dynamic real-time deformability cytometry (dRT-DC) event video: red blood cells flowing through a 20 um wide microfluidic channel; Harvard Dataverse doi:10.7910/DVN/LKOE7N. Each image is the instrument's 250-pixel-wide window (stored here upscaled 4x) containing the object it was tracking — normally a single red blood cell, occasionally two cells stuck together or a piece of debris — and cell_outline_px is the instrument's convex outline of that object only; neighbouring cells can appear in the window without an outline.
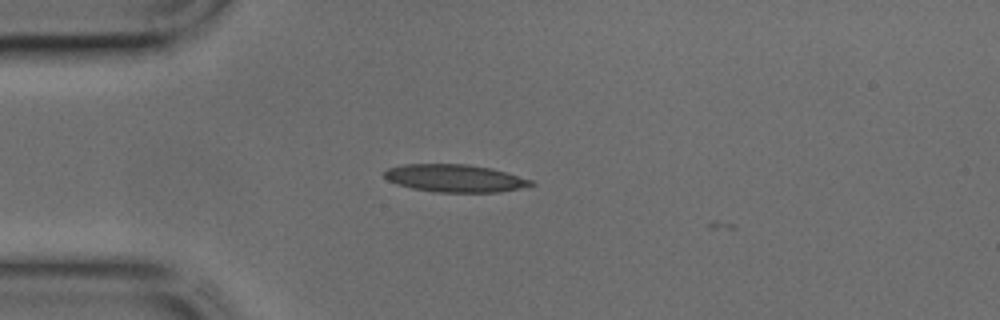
{"species": "common noctule bat (a hibernating species)", "species_latin": "Nyctalus noctula", "temperature_condition": "cold", "stored_images_in_passage": 5, "camera_frame_rate_fps": 3000, "um_per_image_px": 0.085, "animal": {"sex": "male", "body_mass_g": 17.9, "forearm_length_mm": 54.2}, "frame": {"image": 1, "passage_image": 4, "time_ms": 1.0, "image_size_px": [1000, 320], "cell_outline_px": [[536, 184], [520, 188], [496, 192], [432, 192], [412, 188], [396, 184], [388, 180], [384, 176], [384, 172], [388, 168], [404, 164], [468, 164], [492, 168], [532, 180]], "centroid_in_image_um": [38.65, 15.15], "position_along_channel_um": 46.4, "area_um2": 23.58}}